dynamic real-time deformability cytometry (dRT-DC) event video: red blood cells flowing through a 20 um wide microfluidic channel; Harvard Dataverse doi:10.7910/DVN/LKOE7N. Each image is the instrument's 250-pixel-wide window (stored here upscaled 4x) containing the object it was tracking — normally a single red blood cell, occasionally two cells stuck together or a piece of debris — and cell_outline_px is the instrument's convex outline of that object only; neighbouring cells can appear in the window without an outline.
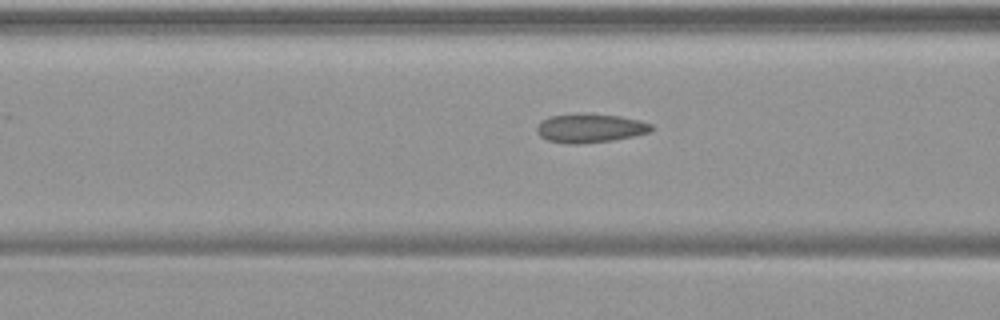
{"species": "common noctule bat (a hibernating species)", "species_latin": "Nyctalus noctula", "temperature_condition": "warm", "stored_images_in_passage": 55, "camera_frame_rate_fps": 3000, "um_per_image_px": 0.085, "animal": {"sex": "female", "body_mass_g": 19.9}, "frame": {"image": 1, "passage_image": 22, "time_ms": 7.0, "image_size_px": [1000, 320], "cell_outline_px": [[652, 128], [648, 132], [632, 136], [612, 140], [580, 144], [568, 144], [548, 140], [540, 136], [536, 132], [536, 128], [548, 116], [620, 116], [640, 120], [652, 124]], "centroid_in_image_um": [50.16, 10.94], "position_along_channel_um": 116.4, "area_um2": 18.32}}
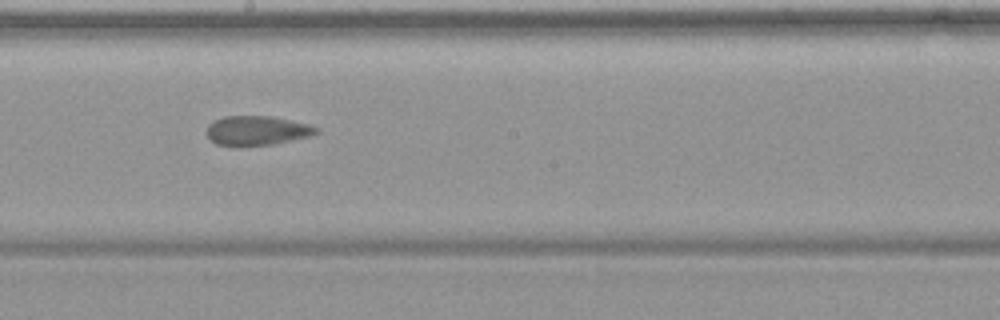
{"frame": {"image": 2, "passage_image": 31, "time_ms": 10.0, "image_size_px": [1000, 320], "cell_outline_px": [[320, 132], [308, 136], [272, 144], [240, 148], [216, 144], [204, 132], [208, 124], [212, 120], [224, 116], [268, 116], [308, 124], [320, 128]], "centroid_in_image_um": [21.76, 11.12], "position_along_channel_um": 226.4, "area_um2": 19.13}}
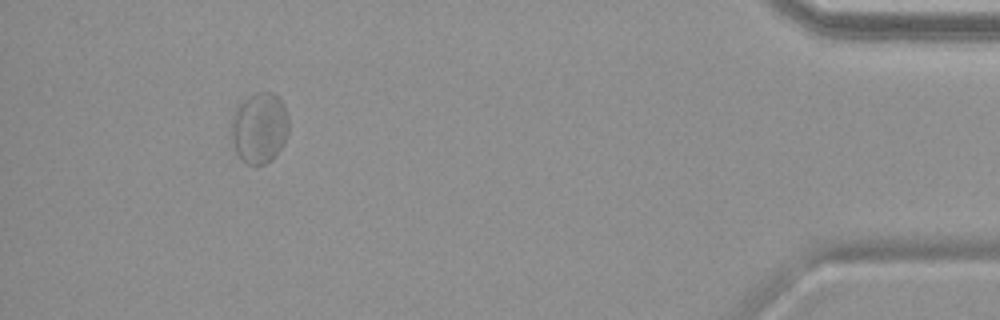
{"frame": {"image": 3, "passage_image": 51, "time_ms": 16.667, "image_size_px": [1000, 320], "cell_outline_px": [[288, 136], [284, 144], [276, 156], [272, 160], [264, 164], [248, 164], [240, 156], [236, 148], [228, 128], [232, 116], [240, 100], [256, 92], [272, 92], [284, 104], [288, 116]], "centroid_in_image_um": [22.05, 10.84], "position_along_channel_um": 413.2, "area_um2": 24.04}, "authors_computed_cell_mechanics": {"area_um2": 20.23, "velocity_mm_per_s": 3.6756, "shape_relaxation_time_tau1_ms": null, "shape_relaxation_time_tau2_ms": 1.0681, "deformation_change_tau1": null, "deformation_change_tau2": 0.0348}}